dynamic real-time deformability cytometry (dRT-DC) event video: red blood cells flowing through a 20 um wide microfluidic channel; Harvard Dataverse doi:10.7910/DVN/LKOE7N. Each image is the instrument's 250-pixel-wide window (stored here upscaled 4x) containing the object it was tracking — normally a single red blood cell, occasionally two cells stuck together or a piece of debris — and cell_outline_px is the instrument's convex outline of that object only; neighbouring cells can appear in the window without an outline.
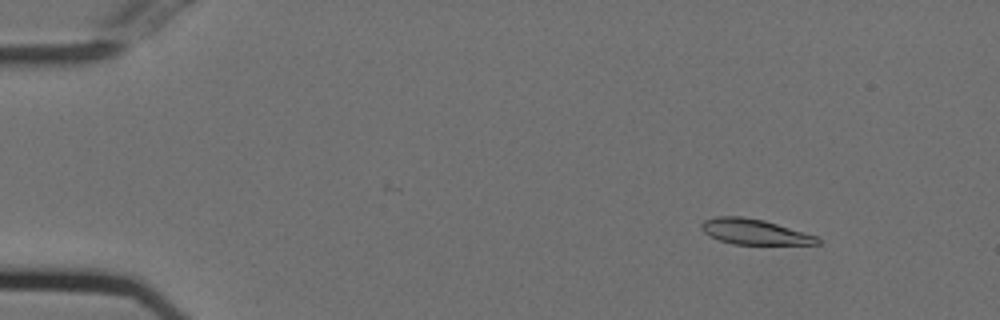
{"species": "Egyptian fruit bat (a non-hibernating species)", "species_latin": "Rousettus aegyptiacus", "temperature_condition": "cold", "stored_images_in_passage": 55, "camera_frame_rate_fps": 3000, "um_per_image_px": 0.085, "animal": {"sex": "female"}, "frame": {"image": 1, "passage_image": 7, "time_ms": 2.0, "image_size_px": [1000, 320], "cell_outline_px": [[820, 244], [732, 244], [720, 240], [704, 232], [700, 228], [700, 224], [704, 220], [716, 216], [740, 216], [764, 220], [816, 236], [820, 240]], "centroid_in_image_um": [64.09, 19.69], "position_along_channel_um": 20.9, "area_um2": 16.94}}
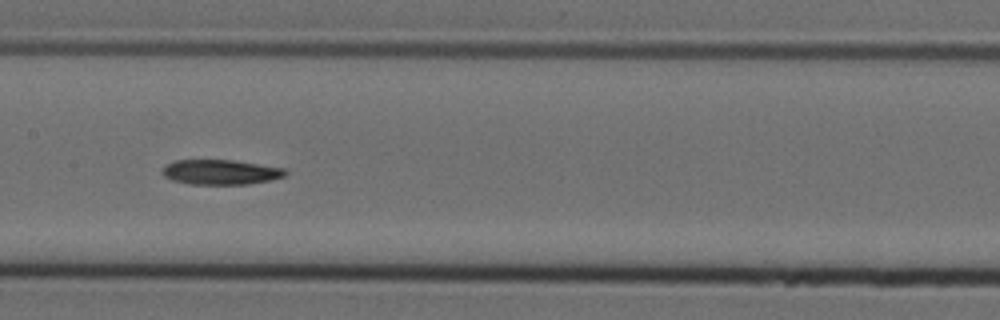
{"frame": {"image": 2, "passage_image": 28, "time_ms": 9.0, "image_size_px": [1000, 320], "cell_outline_px": [[288, 172], [284, 176], [268, 180], [248, 184], [192, 184], [172, 180], [164, 176], [160, 172], [164, 164], [176, 160], [232, 160], [284, 168]], "centroid_in_image_um": [18.69, 14.62], "position_along_channel_um": 188.7, "area_um2": 17.8}}
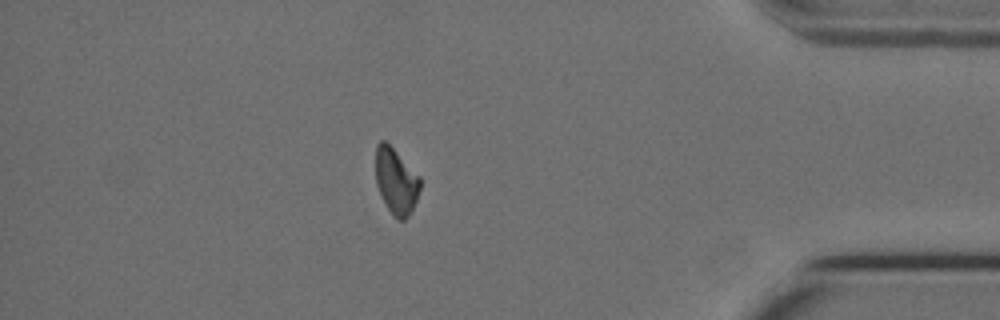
{"frame": {"image": 3, "passage_image": 48, "time_ms": 15.667, "image_size_px": [1000, 320], "cell_outline_px": [[420, 188], [416, 200], [408, 216], [404, 220], [396, 220], [392, 216], [380, 196], [376, 184], [376, 144], [380, 140], [384, 140], [420, 176]], "centroid_in_image_um": [33.64, 15.43], "position_along_channel_um": 401.6, "area_um2": 17.05}, "authors_computed_cell_mechanics": {"area_um2": 18.0914, "velocity_mm_per_s": 3.7265, "shape_relaxation_time_tau1_ms": 7.458, "shape_relaxation_time_tau2_ms": null, "deformation_change_tau1": 0.1903, "deformation_change_tau2": null}}